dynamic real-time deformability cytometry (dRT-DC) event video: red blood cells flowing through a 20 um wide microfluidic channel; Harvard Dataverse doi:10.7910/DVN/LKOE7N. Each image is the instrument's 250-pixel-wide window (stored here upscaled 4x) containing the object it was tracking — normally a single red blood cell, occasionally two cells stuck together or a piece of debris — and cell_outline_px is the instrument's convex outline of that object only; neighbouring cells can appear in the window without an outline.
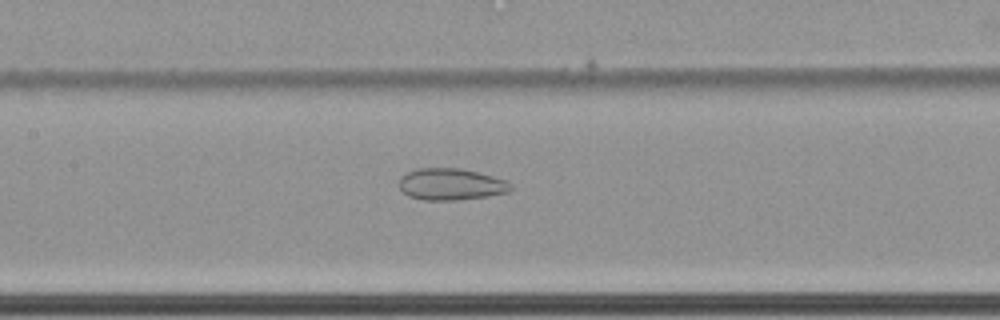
{"species": "common noctule bat (a hibernating species)", "species_latin": "Nyctalus noctula", "temperature_condition": "cold", "stored_images_in_passage": 60, "camera_frame_rate_fps": 3000, "um_per_image_px": 0.085, "animal": {"sex": "female", "body_mass_g": 22.7, "forearm_length_mm": 54.2}, "frame": {"image": 1, "passage_image": 30, "time_ms": 9.667, "image_size_px": [1000, 320], "cell_outline_px": [[512, 188], [508, 192], [488, 196], [456, 200], [424, 200], [408, 196], [400, 188], [400, 176], [416, 168], [460, 168], [508, 180], [512, 184]], "centroid_in_image_um": [38.34, 15.66], "position_along_channel_um": 169.1, "area_um2": 20.63}}
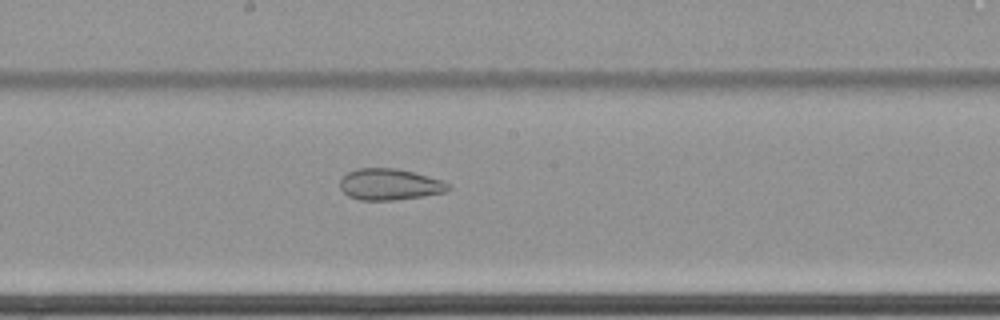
{"frame": {"image": 2, "passage_image": 34, "time_ms": 11.0, "image_size_px": [1000, 320], "cell_outline_px": [[452, 188], [448, 192], [396, 200], [360, 200], [348, 196], [340, 188], [340, 180], [348, 172], [360, 168], [396, 168], [444, 180]], "centroid_in_image_um": [33.15, 15.68], "position_along_channel_um": 215.0, "area_um2": 19.83}}
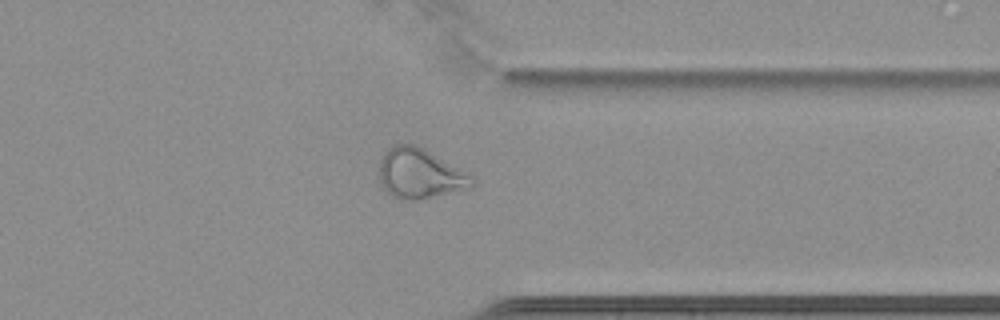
{"frame": {"image": 3, "passage_image": 48, "time_ms": 15.667, "image_size_px": [1000, 320], "cell_outline_px": [[476, 184], [472, 188], [412, 200], [400, 200], [392, 196], [380, 184], [380, 160], [384, 152], [392, 144], [412, 144], [420, 148], [472, 176], [476, 180]], "centroid_in_image_um": [35.65, 14.78], "position_along_channel_um": 375.7, "area_um2": 26.41}, "authors_computed_cell_mechanics": {"area_um2": 29.4202, "velocity_mm_per_s": 3.4589, "shape_relaxation_time_tau1_ms": null, "shape_relaxation_time_tau2_ms": 2.3941, "deformation_change_tau1": null, "deformation_change_tau2": 0.0808}}